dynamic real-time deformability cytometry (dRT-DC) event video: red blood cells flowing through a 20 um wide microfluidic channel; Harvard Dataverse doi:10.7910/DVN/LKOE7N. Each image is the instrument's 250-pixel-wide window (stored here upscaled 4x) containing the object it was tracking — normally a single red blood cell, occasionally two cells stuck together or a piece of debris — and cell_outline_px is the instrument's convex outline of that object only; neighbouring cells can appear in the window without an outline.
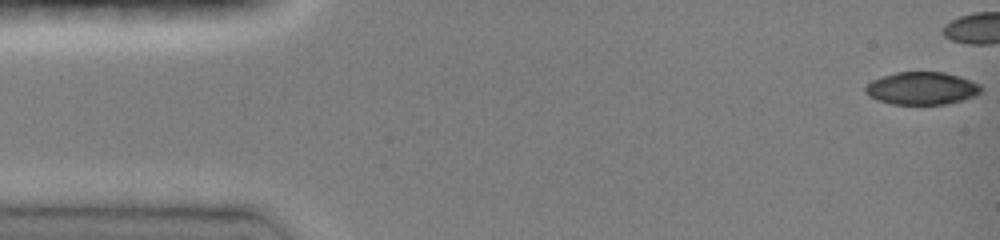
{"species": "common noctule bat (a hibernating species)", "species_latin": "Nyctalus noctula", "temperature_condition": "room temperature", "stored_images_in_passage": 13, "camera_frame_rate_fps": 3000, "um_per_image_px": 0.085, "animal": {"sex": "female", "body_mass_g": 19.0, "forearm_length_mm": 51.5}, "frame": {"image": 1, "passage_image": 1, "time_ms": 0.0, "image_size_px": [1000, 240], "cell_outline_px": [[984, 92], [976, 96], [944, 104], [892, 104], [876, 100], [868, 96], [864, 92], [864, 88], [872, 80], [880, 76], [896, 72], [944, 72], [960, 76], [980, 84], [984, 88]], "centroid_in_image_um": [78.36, 7.5], "position_along_channel_um": 6.6, "area_um2": 22.31}}